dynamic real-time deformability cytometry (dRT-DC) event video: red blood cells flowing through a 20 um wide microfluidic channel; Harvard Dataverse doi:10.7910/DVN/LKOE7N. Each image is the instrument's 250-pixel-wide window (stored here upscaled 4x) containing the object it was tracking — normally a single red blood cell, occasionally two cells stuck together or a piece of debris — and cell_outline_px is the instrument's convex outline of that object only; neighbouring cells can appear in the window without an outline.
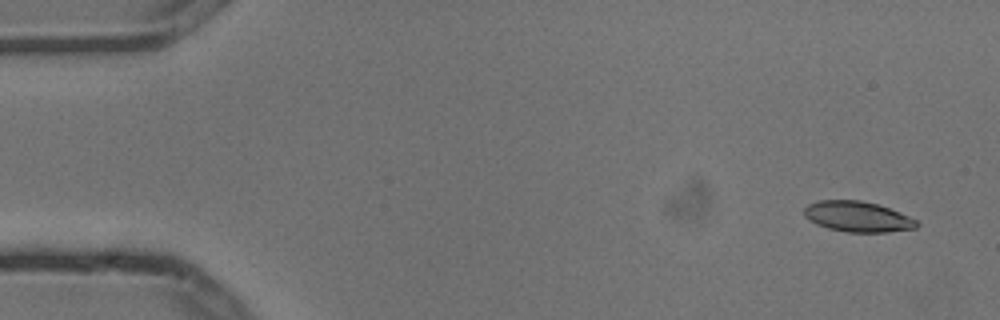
{"species": "common noctule bat (a hibernating species)", "species_latin": "Nyctalus noctula", "temperature_condition": "cold", "stored_images_in_passage": 10, "camera_frame_rate_fps": 3000, "um_per_image_px": 0.085, "animal": {"sex": "male", "body_mass_g": 13.3}, "frame": {"image": 1, "passage_image": 1, "time_ms": 0.0, "image_size_px": [1000, 320], "cell_outline_px": [[920, 224], [916, 228], [888, 232], [844, 232], [828, 228], [816, 224], [808, 220], [804, 216], [804, 208], [808, 204], [820, 200], [860, 200], [876, 204], [900, 212], [916, 220]], "centroid_in_image_um": [72.88, 18.42], "position_along_channel_um": 12.1, "area_um2": 20.06}}
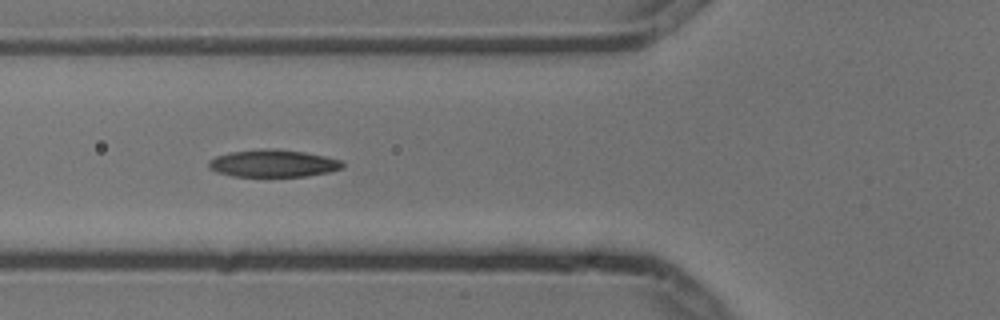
{"frame": {"image": 2, "passage_image": 6, "time_ms": 1.667, "image_size_px": [1000, 320], "cell_outline_px": [[344, 164], [340, 168], [328, 172], [304, 176], [232, 176], [216, 172], [208, 168], [208, 160], [216, 156], [232, 152], [268, 148], [304, 152], [324, 156], [340, 160]], "centroid_in_image_um": [23.16, 13.89], "position_along_channel_um": 102.6, "area_um2": 21.04}}
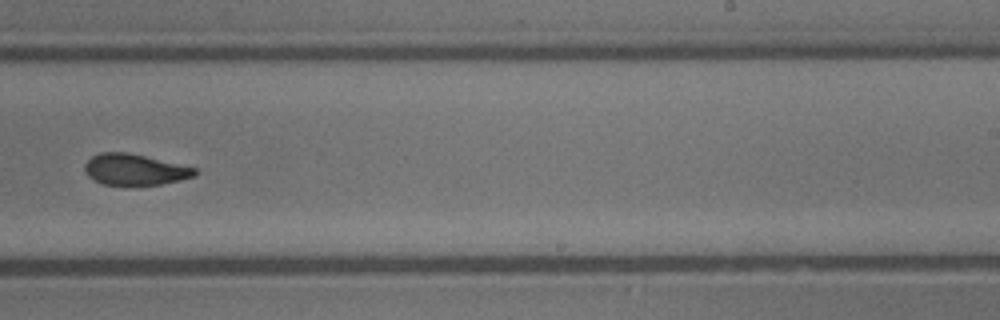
{"frame": {"image": 3, "passage_image": 10, "time_ms": 3.0, "image_size_px": [1000, 320], "cell_outline_px": [[200, 172], [196, 176], [180, 180], [160, 184], [132, 188], [128, 188], [104, 184], [88, 176], [84, 172], [84, 164], [92, 156], [100, 152], [124, 152], [144, 156], [196, 168]], "centroid_in_image_um": [11.45, 14.46], "position_along_channel_um": 277.6, "area_um2": 20.52}}